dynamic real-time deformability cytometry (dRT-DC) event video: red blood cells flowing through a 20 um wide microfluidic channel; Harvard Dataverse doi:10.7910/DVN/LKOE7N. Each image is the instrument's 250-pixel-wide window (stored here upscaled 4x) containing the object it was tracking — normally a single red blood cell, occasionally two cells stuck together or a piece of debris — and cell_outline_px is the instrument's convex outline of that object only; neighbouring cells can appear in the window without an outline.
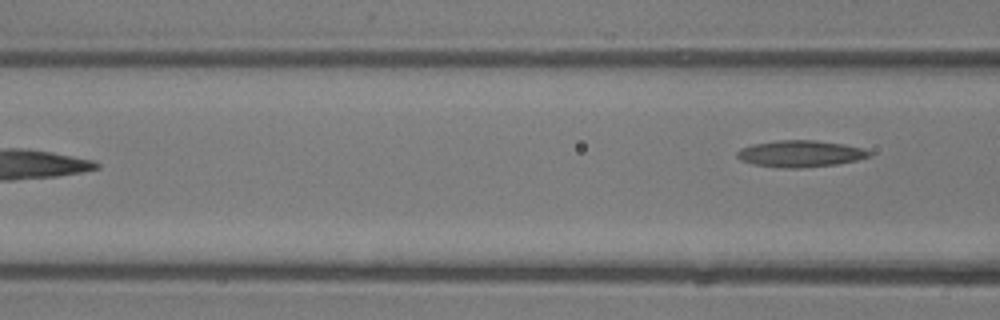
{"species": "common noctule bat (a hibernating species)", "species_latin": "Nyctalus noctula", "temperature_condition": "room temperature", "stored_images_in_passage": 5, "camera_frame_rate_fps": 3000, "um_per_image_px": 0.085, "animal": {"sex": "male", "body_mass_g": 13.3}, "frame": {"image": 1, "passage_image": 5, "time_ms": 5.667, "image_size_px": [1000, 320], "cell_outline_px": [[872, 156], [856, 160], [836, 164], [800, 168], [776, 168], [752, 164], [740, 160], [736, 156], [736, 152], [740, 148], [752, 144], [780, 140], [816, 140], [844, 144], [864, 148], [872, 152]], "centroid_in_image_um": [68.01, 13.07], "position_along_channel_um": 98.6, "area_um2": 20.75}}